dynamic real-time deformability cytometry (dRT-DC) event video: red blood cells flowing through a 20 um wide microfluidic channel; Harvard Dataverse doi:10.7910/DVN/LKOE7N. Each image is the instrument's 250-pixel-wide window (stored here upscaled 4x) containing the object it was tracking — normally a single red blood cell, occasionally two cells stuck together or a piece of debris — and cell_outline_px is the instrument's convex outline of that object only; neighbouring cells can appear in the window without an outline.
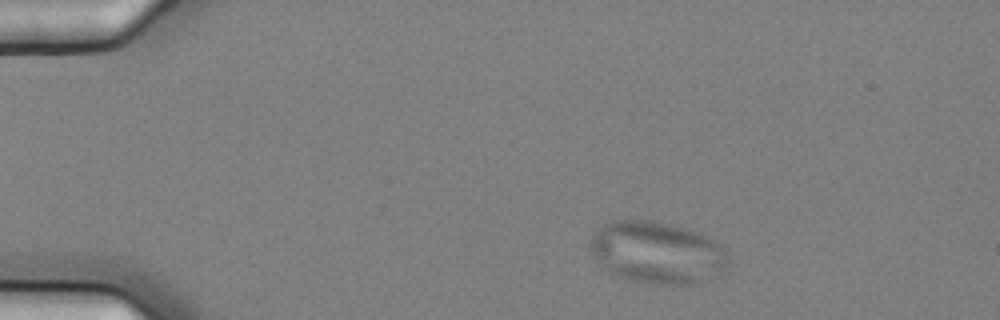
{"species": "common noctule bat (a hibernating species)", "species_latin": "Nyctalus noctula", "temperature_condition": "cold", "stored_images_in_passage": 3, "camera_frame_rate_fps": 3000, "um_per_image_px": 0.085, "animal": {"sex": "female", "body_mass_g": 25.1}, "frame": {"image": 1, "passage_image": 1, "time_ms": 0.0, "image_size_px": [1000, 320], "cell_outline_px": [[728, 260], [720, 268], [700, 284], [652, 284], [628, 280], [600, 268], [592, 248], [592, 236], [600, 224], [612, 220], [652, 220], [700, 232], [720, 244], [728, 256]], "centroid_in_image_um": [55.79, 21.45], "position_along_channel_um": 29.2, "area_um2": 49.53}}